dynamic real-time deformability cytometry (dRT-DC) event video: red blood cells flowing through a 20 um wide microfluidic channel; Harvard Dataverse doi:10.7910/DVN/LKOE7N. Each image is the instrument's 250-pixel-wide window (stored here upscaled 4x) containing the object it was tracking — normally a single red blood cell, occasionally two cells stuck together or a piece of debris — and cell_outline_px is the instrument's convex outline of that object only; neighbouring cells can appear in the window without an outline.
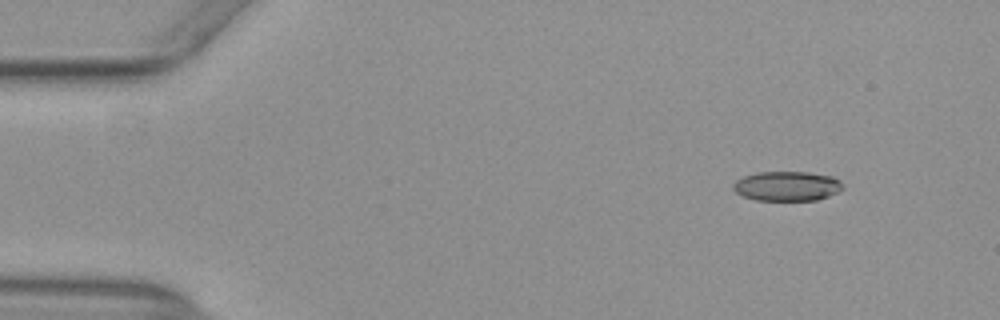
{"species": "common noctule bat (a hibernating species)", "species_latin": "Nyctalus noctula", "temperature_condition": "warm", "stored_images_in_passage": 48, "camera_frame_rate_fps": 3000, "um_per_image_px": 0.085, "animal": {"sex": "female", "body_mass_g": 29.2, "forearm_length_mm": 56.3}, "frame": {"image": 1, "passage_image": 1, "time_ms": 0.0, "image_size_px": [1000, 320], "cell_outline_px": [[844, 188], [828, 196], [816, 200], [756, 200], [744, 196], [736, 192], [732, 188], [732, 184], [736, 180], [744, 176], [756, 172], [808, 172], [832, 176], [840, 180], [844, 184]], "centroid_in_image_um": [66.9, 15.81], "position_along_channel_um": 18.1, "area_um2": 18.96}}
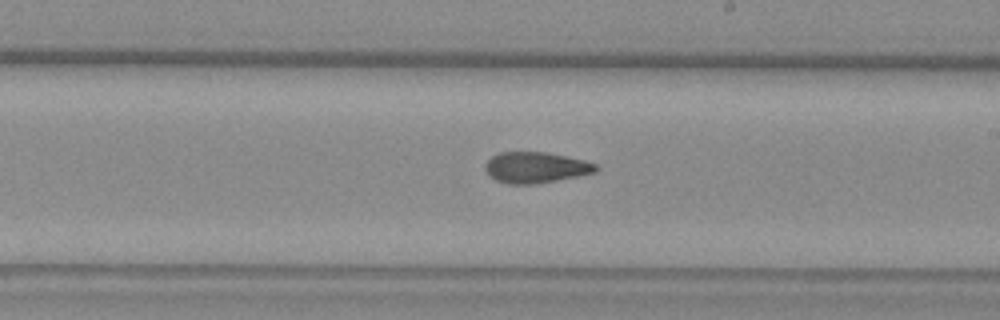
{"frame": {"image": 2, "passage_image": 26, "time_ms": 8.333, "image_size_px": [1000, 320], "cell_outline_px": [[600, 168], [596, 172], [556, 180], [532, 184], [508, 184], [496, 180], [488, 176], [484, 168], [484, 164], [492, 156], [500, 152], [548, 152], [584, 160], [596, 164]], "centroid_in_image_um": [45.51, 14.23], "position_along_channel_um": 243.5, "area_um2": 20.0}}
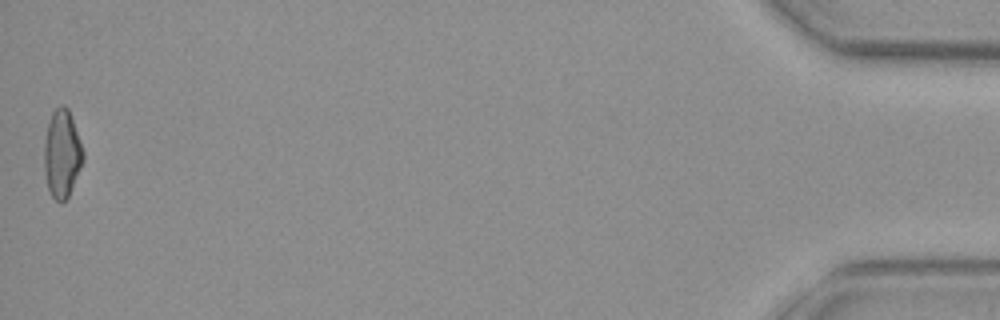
{"frame": {"image": 3, "passage_image": 48, "time_ms": 15.667, "image_size_px": [1000, 320], "cell_outline_px": [[84, 160], [68, 196], [60, 204], [52, 196], [48, 188], [44, 172], [44, 144], [48, 124], [52, 112], [60, 104], [64, 104], [68, 108], [84, 152]], "centroid_in_image_um": [5.26, 13.07], "position_along_channel_um": 429.9, "area_um2": 19.83}, "authors_computed_cell_mechanics": {"area_um2": 19.9988, "velocity_mm_per_s": 3.9354, "shape_relaxation_time_tau1_ms": null, "shape_relaxation_time_tau2_ms": 4.0269, "deformation_change_tau1": null, "deformation_change_tau2": 0.1146}}